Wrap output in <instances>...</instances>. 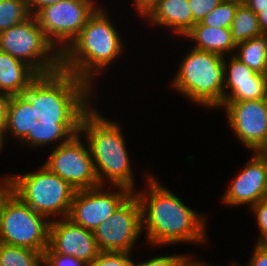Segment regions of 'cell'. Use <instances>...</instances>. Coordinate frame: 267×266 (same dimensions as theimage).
<instances>
[{"label":"cell","mask_w":267,"mask_h":266,"mask_svg":"<svg viewBox=\"0 0 267 266\" xmlns=\"http://www.w3.org/2000/svg\"><path fill=\"white\" fill-rule=\"evenodd\" d=\"M145 174L146 188L134 193L142 207V232H146V242L154 247L208 243L207 217L182 202L155 175L149 171Z\"/></svg>","instance_id":"cell-3"},{"label":"cell","mask_w":267,"mask_h":266,"mask_svg":"<svg viewBox=\"0 0 267 266\" xmlns=\"http://www.w3.org/2000/svg\"><path fill=\"white\" fill-rule=\"evenodd\" d=\"M50 221L33 211L16 194L0 213V243L37 250L48 248Z\"/></svg>","instance_id":"cell-9"},{"label":"cell","mask_w":267,"mask_h":266,"mask_svg":"<svg viewBox=\"0 0 267 266\" xmlns=\"http://www.w3.org/2000/svg\"><path fill=\"white\" fill-rule=\"evenodd\" d=\"M44 253L73 256L89 265L100 253L93 231L75 224L69 218L51 220L48 248Z\"/></svg>","instance_id":"cell-14"},{"label":"cell","mask_w":267,"mask_h":266,"mask_svg":"<svg viewBox=\"0 0 267 266\" xmlns=\"http://www.w3.org/2000/svg\"><path fill=\"white\" fill-rule=\"evenodd\" d=\"M142 234V207L134 192L93 231L100 252L132 253Z\"/></svg>","instance_id":"cell-11"},{"label":"cell","mask_w":267,"mask_h":266,"mask_svg":"<svg viewBox=\"0 0 267 266\" xmlns=\"http://www.w3.org/2000/svg\"><path fill=\"white\" fill-rule=\"evenodd\" d=\"M0 51L29 65L61 97V52L34 16L0 32Z\"/></svg>","instance_id":"cell-5"},{"label":"cell","mask_w":267,"mask_h":266,"mask_svg":"<svg viewBox=\"0 0 267 266\" xmlns=\"http://www.w3.org/2000/svg\"><path fill=\"white\" fill-rule=\"evenodd\" d=\"M105 185L77 190L69 211V218L77 225L94 231L107 221L112 213L133 193L123 186H111L116 192L104 189Z\"/></svg>","instance_id":"cell-12"},{"label":"cell","mask_w":267,"mask_h":266,"mask_svg":"<svg viewBox=\"0 0 267 266\" xmlns=\"http://www.w3.org/2000/svg\"><path fill=\"white\" fill-rule=\"evenodd\" d=\"M0 87L34 119L58 112L60 96L29 65L2 51Z\"/></svg>","instance_id":"cell-7"},{"label":"cell","mask_w":267,"mask_h":266,"mask_svg":"<svg viewBox=\"0 0 267 266\" xmlns=\"http://www.w3.org/2000/svg\"><path fill=\"white\" fill-rule=\"evenodd\" d=\"M230 266H243L242 264L241 265H239L238 263H234V262H232L231 264H230Z\"/></svg>","instance_id":"cell-41"},{"label":"cell","mask_w":267,"mask_h":266,"mask_svg":"<svg viewBox=\"0 0 267 266\" xmlns=\"http://www.w3.org/2000/svg\"><path fill=\"white\" fill-rule=\"evenodd\" d=\"M0 266H43L37 250L0 243Z\"/></svg>","instance_id":"cell-22"},{"label":"cell","mask_w":267,"mask_h":266,"mask_svg":"<svg viewBox=\"0 0 267 266\" xmlns=\"http://www.w3.org/2000/svg\"><path fill=\"white\" fill-rule=\"evenodd\" d=\"M245 4L258 14L262 11V8L267 7V0H246Z\"/></svg>","instance_id":"cell-35"},{"label":"cell","mask_w":267,"mask_h":266,"mask_svg":"<svg viewBox=\"0 0 267 266\" xmlns=\"http://www.w3.org/2000/svg\"><path fill=\"white\" fill-rule=\"evenodd\" d=\"M102 8L96 9L61 53V97L95 96L93 80L125 50L107 9Z\"/></svg>","instance_id":"cell-2"},{"label":"cell","mask_w":267,"mask_h":266,"mask_svg":"<svg viewBox=\"0 0 267 266\" xmlns=\"http://www.w3.org/2000/svg\"><path fill=\"white\" fill-rule=\"evenodd\" d=\"M257 16L262 34H267V7L262 8V11Z\"/></svg>","instance_id":"cell-36"},{"label":"cell","mask_w":267,"mask_h":266,"mask_svg":"<svg viewBox=\"0 0 267 266\" xmlns=\"http://www.w3.org/2000/svg\"><path fill=\"white\" fill-rule=\"evenodd\" d=\"M194 258H190L183 266H211L209 263H205V261H194Z\"/></svg>","instance_id":"cell-37"},{"label":"cell","mask_w":267,"mask_h":266,"mask_svg":"<svg viewBox=\"0 0 267 266\" xmlns=\"http://www.w3.org/2000/svg\"><path fill=\"white\" fill-rule=\"evenodd\" d=\"M246 266H267V250L256 242Z\"/></svg>","instance_id":"cell-32"},{"label":"cell","mask_w":267,"mask_h":266,"mask_svg":"<svg viewBox=\"0 0 267 266\" xmlns=\"http://www.w3.org/2000/svg\"><path fill=\"white\" fill-rule=\"evenodd\" d=\"M186 40L193 41V48L227 57L234 55L236 45L232 41L230 28H215L196 23L184 36Z\"/></svg>","instance_id":"cell-18"},{"label":"cell","mask_w":267,"mask_h":266,"mask_svg":"<svg viewBox=\"0 0 267 266\" xmlns=\"http://www.w3.org/2000/svg\"><path fill=\"white\" fill-rule=\"evenodd\" d=\"M189 255L183 254H173L164 256H154L153 258L147 259V261L137 262L136 266H183L189 259Z\"/></svg>","instance_id":"cell-26"},{"label":"cell","mask_w":267,"mask_h":266,"mask_svg":"<svg viewBox=\"0 0 267 266\" xmlns=\"http://www.w3.org/2000/svg\"><path fill=\"white\" fill-rule=\"evenodd\" d=\"M258 153L263 157L267 164V147L259 150Z\"/></svg>","instance_id":"cell-38"},{"label":"cell","mask_w":267,"mask_h":266,"mask_svg":"<svg viewBox=\"0 0 267 266\" xmlns=\"http://www.w3.org/2000/svg\"><path fill=\"white\" fill-rule=\"evenodd\" d=\"M234 56L252 70L267 74V34L237 44Z\"/></svg>","instance_id":"cell-19"},{"label":"cell","mask_w":267,"mask_h":266,"mask_svg":"<svg viewBox=\"0 0 267 266\" xmlns=\"http://www.w3.org/2000/svg\"><path fill=\"white\" fill-rule=\"evenodd\" d=\"M230 31L235 45L262 35L257 14L245 3L238 5Z\"/></svg>","instance_id":"cell-20"},{"label":"cell","mask_w":267,"mask_h":266,"mask_svg":"<svg viewBox=\"0 0 267 266\" xmlns=\"http://www.w3.org/2000/svg\"><path fill=\"white\" fill-rule=\"evenodd\" d=\"M134 1V10H136L137 14L140 15L142 19H144L152 9L158 4L159 0H132Z\"/></svg>","instance_id":"cell-33"},{"label":"cell","mask_w":267,"mask_h":266,"mask_svg":"<svg viewBox=\"0 0 267 266\" xmlns=\"http://www.w3.org/2000/svg\"><path fill=\"white\" fill-rule=\"evenodd\" d=\"M171 80L176 92L197 105L220 109L224 100V57L191 48Z\"/></svg>","instance_id":"cell-6"},{"label":"cell","mask_w":267,"mask_h":266,"mask_svg":"<svg viewBox=\"0 0 267 266\" xmlns=\"http://www.w3.org/2000/svg\"><path fill=\"white\" fill-rule=\"evenodd\" d=\"M97 0H64L46 6L34 17L47 38L62 53L100 6Z\"/></svg>","instance_id":"cell-10"},{"label":"cell","mask_w":267,"mask_h":266,"mask_svg":"<svg viewBox=\"0 0 267 266\" xmlns=\"http://www.w3.org/2000/svg\"><path fill=\"white\" fill-rule=\"evenodd\" d=\"M150 25L170 28L174 35L184 36L193 27V15L188 0H159L144 18Z\"/></svg>","instance_id":"cell-17"},{"label":"cell","mask_w":267,"mask_h":266,"mask_svg":"<svg viewBox=\"0 0 267 266\" xmlns=\"http://www.w3.org/2000/svg\"><path fill=\"white\" fill-rule=\"evenodd\" d=\"M33 119L10 95H0V127L30 128Z\"/></svg>","instance_id":"cell-21"},{"label":"cell","mask_w":267,"mask_h":266,"mask_svg":"<svg viewBox=\"0 0 267 266\" xmlns=\"http://www.w3.org/2000/svg\"><path fill=\"white\" fill-rule=\"evenodd\" d=\"M222 0H188L193 15V26L216 8Z\"/></svg>","instance_id":"cell-27"},{"label":"cell","mask_w":267,"mask_h":266,"mask_svg":"<svg viewBox=\"0 0 267 266\" xmlns=\"http://www.w3.org/2000/svg\"><path fill=\"white\" fill-rule=\"evenodd\" d=\"M61 1L64 0H27L28 9L32 16H34L39 10L43 9L44 7Z\"/></svg>","instance_id":"cell-34"},{"label":"cell","mask_w":267,"mask_h":266,"mask_svg":"<svg viewBox=\"0 0 267 266\" xmlns=\"http://www.w3.org/2000/svg\"><path fill=\"white\" fill-rule=\"evenodd\" d=\"M256 218L259 235L257 236V243H259L265 236H267V197L261 199L257 204L250 208Z\"/></svg>","instance_id":"cell-28"},{"label":"cell","mask_w":267,"mask_h":266,"mask_svg":"<svg viewBox=\"0 0 267 266\" xmlns=\"http://www.w3.org/2000/svg\"><path fill=\"white\" fill-rule=\"evenodd\" d=\"M225 1H234V2H238V3H245L246 0H225Z\"/></svg>","instance_id":"cell-40"},{"label":"cell","mask_w":267,"mask_h":266,"mask_svg":"<svg viewBox=\"0 0 267 266\" xmlns=\"http://www.w3.org/2000/svg\"><path fill=\"white\" fill-rule=\"evenodd\" d=\"M260 245H262L267 250V236H265L260 242Z\"/></svg>","instance_id":"cell-39"},{"label":"cell","mask_w":267,"mask_h":266,"mask_svg":"<svg viewBox=\"0 0 267 266\" xmlns=\"http://www.w3.org/2000/svg\"><path fill=\"white\" fill-rule=\"evenodd\" d=\"M0 213L6 202L14 195V174L0 179Z\"/></svg>","instance_id":"cell-31"},{"label":"cell","mask_w":267,"mask_h":266,"mask_svg":"<svg viewBox=\"0 0 267 266\" xmlns=\"http://www.w3.org/2000/svg\"><path fill=\"white\" fill-rule=\"evenodd\" d=\"M132 253L100 252L88 266H136Z\"/></svg>","instance_id":"cell-25"},{"label":"cell","mask_w":267,"mask_h":266,"mask_svg":"<svg viewBox=\"0 0 267 266\" xmlns=\"http://www.w3.org/2000/svg\"><path fill=\"white\" fill-rule=\"evenodd\" d=\"M82 135L59 113L47 118L33 119L27 145L36 149L52 143L49 157L44 162L52 173L77 190L100 186L94 162Z\"/></svg>","instance_id":"cell-4"},{"label":"cell","mask_w":267,"mask_h":266,"mask_svg":"<svg viewBox=\"0 0 267 266\" xmlns=\"http://www.w3.org/2000/svg\"><path fill=\"white\" fill-rule=\"evenodd\" d=\"M31 16L27 0H0V32Z\"/></svg>","instance_id":"cell-23"},{"label":"cell","mask_w":267,"mask_h":266,"mask_svg":"<svg viewBox=\"0 0 267 266\" xmlns=\"http://www.w3.org/2000/svg\"><path fill=\"white\" fill-rule=\"evenodd\" d=\"M30 128H3L0 127V152L3 151L5 144V137H14L17 142L19 141L22 145H27L28 143V133Z\"/></svg>","instance_id":"cell-30"},{"label":"cell","mask_w":267,"mask_h":266,"mask_svg":"<svg viewBox=\"0 0 267 266\" xmlns=\"http://www.w3.org/2000/svg\"><path fill=\"white\" fill-rule=\"evenodd\" d=\"M75 193L74 187L43 164L35 172L14 175V194L49 221L68 217Z\"/></svg>","instance_id":"cell-8"},{"label":"cell","mask_w":267,"mask_h":266,"mask_svg":"<svg viewBox=\"0 0 267 266\" xmlns=\"http://www.w3.org/2000/svg\"><path fill=\"white\" fill-rule=\"evenodd\" d=\"M43 266H88L73 256L61 253H44Z\"/></svg>","instance_id":"cell-29"},{"label":"cell","mask_w":267,"mask_h":266,"mask_svg":"<svg viewBox=\"0 0 267 266\" xmlns=\"http://www.w3.org/2000/svg\"><path fill=\"white\" fill-rule=\"evenodd\" d=\"M230 129L253 152L267 147V100L223 101Z\"/></svg>","instance_id":"cell-13"},{"label":"cell","mask_w":267,"mask_h":266,"mask_svg":"<svg viewBox=\"0 0 267 266\" xmlns=\"http://www.w3.org/2000/svg\"><path fill=\"white\" fill-rule=\"evenodd\" d=\"M253 153L223 193L222 203L229 207L247 205L250 209L267 197V164L258 152Z\"/></svg>","instance_id":"cell-15"},{"label":"cell","mask_w":267,"mask_h":266,"mask_svg":"<svg viewBox=\"0 0 267 266\" xmlns=\"http://www.w3.org/2000/svg\"><path fill=\"white\" fill-rule=\"evenodd\" d=\"M240 3L222 0L220 4L208 13L200 22L211 27L230 28L235 12Z\"/></svg>","instance_id":"cell-24"},{"label":"cell","mask_w":267,"mask_h":266,"mask_svg":"<svg viewBox=\"0 0 267 266\" xmlns=\"http://www.w3.org/2000/svg\"><path fill=\"white\" fill-rule=\"evenodd\" d=\"M93 98L60 97L58 112L86 138L99 184L108 182L135 192L133 167L121 125L104 117L95 106L92 108Z\"/></svg>","instance_id":"cell-1"},{"label":"cell","mask_w":267,"mask_h":266,"mask_svg":"<svg viewBox=\"0 0 267 266\" xmlns=\"http://www.w3.org/2000/svg\"><path fill=\"white\" fill-rule=\"evenodd\" d=\"M225 58L223 101L265 99L267 95V74L252 70L234 55H229V59Z\"/></svg>","instance_id":"cell-16"},{"label":"cell","mask_w":267,"mask_h":266,"mask_svg":"<svg viewBox=\"0 0 267 266\" xmlns=\"http://www.w3.org/2000/svg\"><path fill=\"white\" fill-rule=\"evenodd\" d=\"M0 95H7L2 91L1 87H0Z\"/></svg>","instance_id":"cell-42"}]
</instances>
